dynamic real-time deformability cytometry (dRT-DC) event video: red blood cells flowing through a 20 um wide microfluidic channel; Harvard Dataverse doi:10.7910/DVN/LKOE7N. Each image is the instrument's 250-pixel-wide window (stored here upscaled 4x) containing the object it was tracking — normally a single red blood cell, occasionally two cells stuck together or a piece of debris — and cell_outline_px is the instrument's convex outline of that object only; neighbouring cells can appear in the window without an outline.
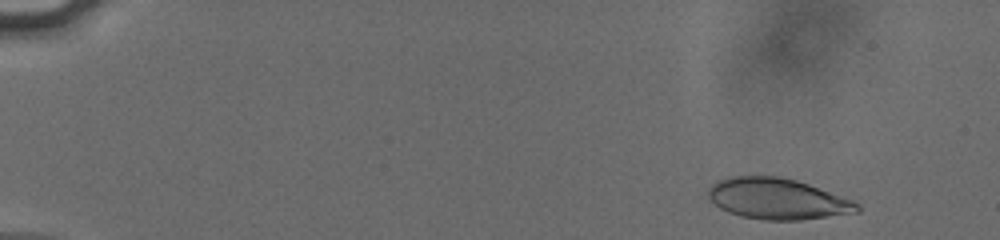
{"species": "human", "species_latin": "Homo sapiens", "temperature_condition": "cold", "stored_images_in_passage": 48, "camera_frame_rate_fps": 3000, "um_per_image_px": 0.085, "donor": {"sex": "male"}, "frame": {"image": 1, "passage_image": 4, "time_ms": 1.0, "image_size_px": [1000, 240], "cell_outline_px": [[860, 212], [800, 220], [764, 220], [740, 216], [728, 212], [720, 208], [708, 196], [708, 188], [712, 184], [728, 176], [780, 176], [796, 180], [808, 184], [852, 200], [860, 204]], "centroid_in_image_um": [66.08, 16.9], "position_along_channel_um": 18.9, "area_um2": 35.49}}
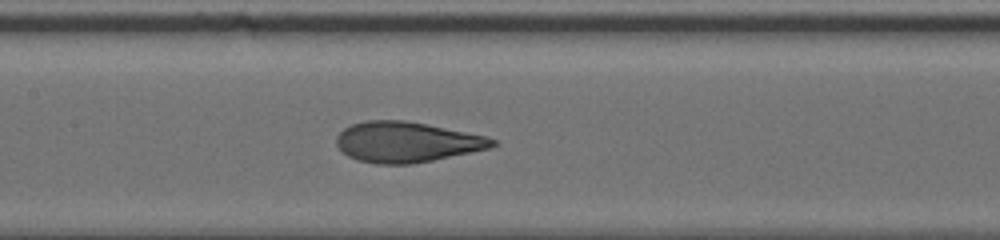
{"frame": {"image": 2, "passage_image": 27, "time_ms": 8.667, "image_size_px": [1000, 240], "cell_outline_px": [[500, 144], [492, 148], [412, 164], [376, 164], [356, 160], [348, 156], [336, 144], [336, 136], [344, 128], [352, 124], [364, 120], [404, 120], [484, 136], [496, 140]], "centroid_in_image_um": [34.55, 12.08], "position_along_channel_um": 172.9, "area_um2": 36.59}}
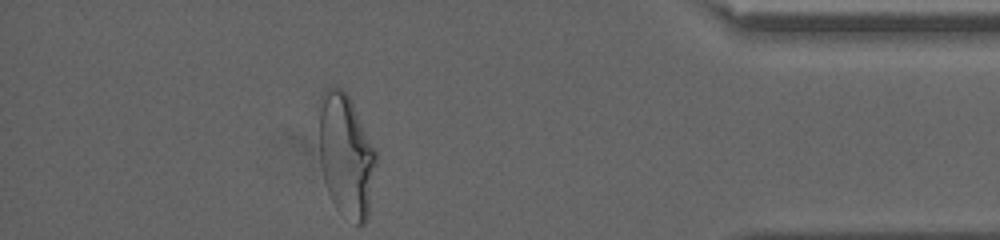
{"frame": {"image": 3, "passage_image": 48, "time_ms": 15.667, "image_size_px": [1000, 240], "cell_outline_px": [[376, 164], [368, 216], [364, 224], [356, 224], [336, 208], [328, 192], [324, 180], [320, 164], [320, 96], [324, 88], [336, 84], [348, 96], [376, 152]], "centroid_in_image_um": [29.4, 13.21], "position_along_channel_um": 405.8, "area_um2": 40.4}, "authors_computed_cell_mechanics": {"area_um2": 36.4718, "velocity_mm_per_s": 3.8254, "shape_relaxation_time_tau1_ms": 5.3997, "shape_relaxation_time_tau2_ms": 0.8808, "deformation_change_tau1": 0.206, "deformation_change_tau2": 0.0794}}